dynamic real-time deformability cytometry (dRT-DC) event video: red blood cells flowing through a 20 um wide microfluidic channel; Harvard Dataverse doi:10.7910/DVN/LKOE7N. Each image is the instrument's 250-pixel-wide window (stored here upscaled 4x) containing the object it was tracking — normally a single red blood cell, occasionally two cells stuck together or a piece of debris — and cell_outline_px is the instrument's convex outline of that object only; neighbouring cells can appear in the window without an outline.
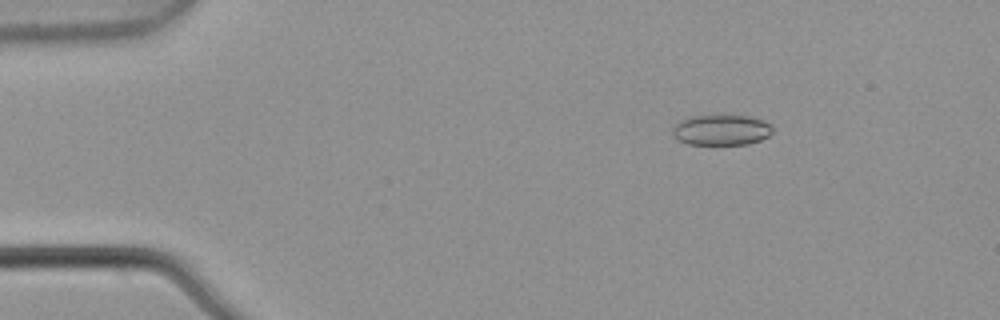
{"species": "common noctule bat (a hibernating species)", "species_latin": "Nyctalus noctula", "temperature_condition": "warm", "stored_images_in_passage": 5, "camera_frame_rate_fps": 3000, "um_per_image_px": 0.085, "animal": {"sex": "male", "body_mass_g": 21.5, "forearm_length_mm": 52.0}, "frame": {"image": 1, "passage_image": 3, "time_ms": 0.667, "image_size_px": [1000, 320], "cell_outline_px": [[772, 132], [768, 136], [760, 140], [748, 144], [688, 144], [672, 136], [672, 128], [680, 120], [688, 116], [748, 116], [764, 120], [772, 124]], "centroid_in_image_um": [61.31, 11.04], "position_along_channel_um": 23.7, "area_um2": 17.8}}